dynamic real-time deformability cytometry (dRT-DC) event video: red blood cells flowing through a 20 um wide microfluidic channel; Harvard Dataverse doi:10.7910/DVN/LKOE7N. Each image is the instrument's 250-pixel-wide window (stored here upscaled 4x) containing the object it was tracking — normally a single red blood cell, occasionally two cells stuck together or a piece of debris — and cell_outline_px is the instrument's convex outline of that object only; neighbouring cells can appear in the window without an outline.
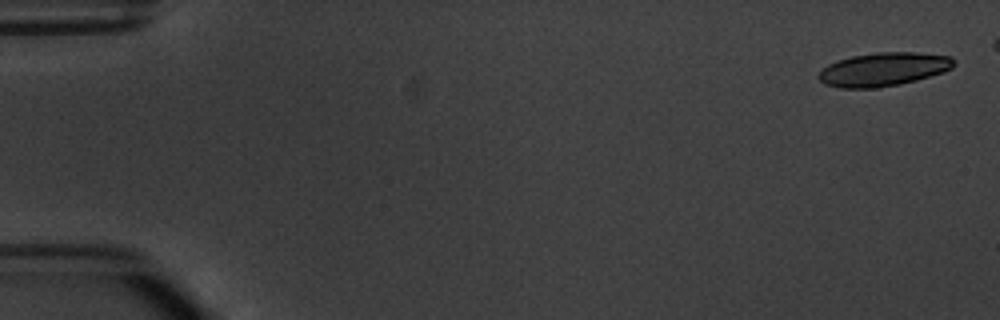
{"species": "common noctule bat (a hibernating species)", "species_latin": "Nyctalus noctula", "temperature_condition": "warm", "stored_images_in_passage": 5, "camera_frame_rate_fps": 3000, "um_per_image_px": 0.085, "animal": {"sex": "male", "body_mass_g": 20.1, "forearm_length_mm": 53.5}, "frame": {"image": 1, "passage_image": 1, "time_ms": 0.0, "image_size_px": [1000, 320], "cell_outline_px": [[956, 64], [952, 68], [944, 72], [916, 80], [900, 84], [880, 88], [840, 88], [824, 84], [816, 76], [828, 64], [836, 60], [852, 56], [876, 52], [916, 52], [952, 56], [956, 60]], "centroid_in_image_um": [75.11, 5.89], "position_along_channel_um": 9.9, "area_um2": 26.76}}